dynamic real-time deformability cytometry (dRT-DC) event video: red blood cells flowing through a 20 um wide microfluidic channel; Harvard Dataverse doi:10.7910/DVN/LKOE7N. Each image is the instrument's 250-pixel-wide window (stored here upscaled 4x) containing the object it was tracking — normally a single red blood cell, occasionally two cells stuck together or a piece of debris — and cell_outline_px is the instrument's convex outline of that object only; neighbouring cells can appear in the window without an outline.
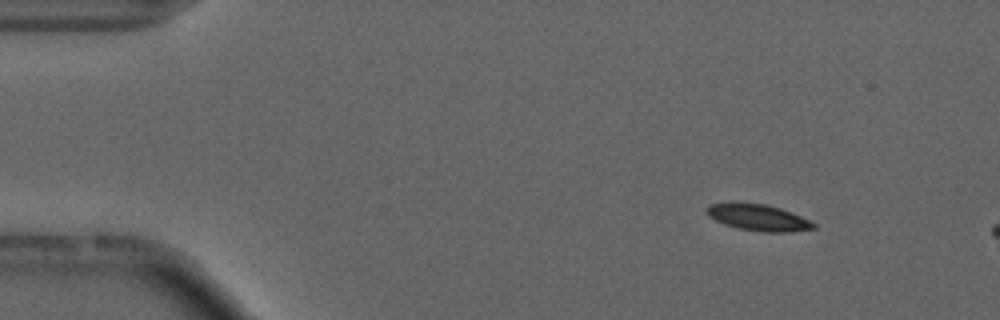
{"species": "common noctule bat (a hibernating species)", "species_latin": "Nyctalus noctula", "temperature_condition": "cold", "stored_images_in_passage": 12, "camera_frame_rate_fps": 3000, "um_per_image_px": 0.085, "animal": {"sex": "male", "forearm_length_mm": 52.5}, "frame": {"image": 1, "passage_image": 6, "time_ms": 1.667, "image_size_px": [1000, 320], "cell_outline_px": [[816, 228], [792, 232], [764, 232], [740, 228], [724, 224], [708, 216], [708, 204], [764, 204], [780, 208], [792, 212], [816, 224]], "centroid_in_image_um": [64.52, 18.52], "position_along_channel_um": 20.5, "area_um2": 15.9}}